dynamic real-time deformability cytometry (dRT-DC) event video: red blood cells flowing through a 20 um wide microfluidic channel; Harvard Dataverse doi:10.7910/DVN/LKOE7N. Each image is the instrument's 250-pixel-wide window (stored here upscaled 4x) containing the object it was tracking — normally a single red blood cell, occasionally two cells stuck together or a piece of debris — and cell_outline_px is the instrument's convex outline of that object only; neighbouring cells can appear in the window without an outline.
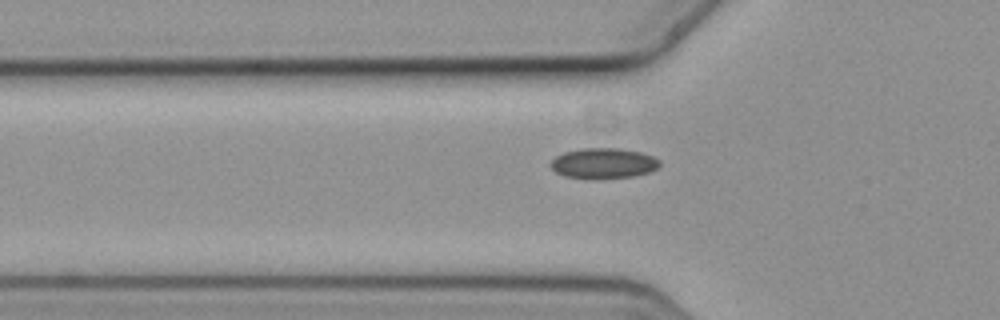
{"species": "common noctule bat (a hibernating species)", "species_latin": "Nyctalus noctula", "temperature_condition": "cold", "stored_images_in_passage": 5, "segment_of_instrument_passage": [2, 2], "camera_frame_rate_fps": 3000, "um_per_image_px": 0.085, "animal": {"sex": "female", "body_mass_g": 19.3, "forearm_length_mm": 54.1}, "frame": {"image": 1, "passage_image": 5, "time_ms": 1.333, "image_size_px": [1000, 320], "cell_outline_px": [[660, 168], [648, 172], [632, 176], [564, 176], [556, 172], [548, 164], [556, 156], [564, 152], [580, 148], [620, 148], [640, 152], [652, 156], [660, 160]], "centroid_in_image_um": [51.31, 13.82], "position_along_channel_um": 74.5, "area_um2": 18.67}}